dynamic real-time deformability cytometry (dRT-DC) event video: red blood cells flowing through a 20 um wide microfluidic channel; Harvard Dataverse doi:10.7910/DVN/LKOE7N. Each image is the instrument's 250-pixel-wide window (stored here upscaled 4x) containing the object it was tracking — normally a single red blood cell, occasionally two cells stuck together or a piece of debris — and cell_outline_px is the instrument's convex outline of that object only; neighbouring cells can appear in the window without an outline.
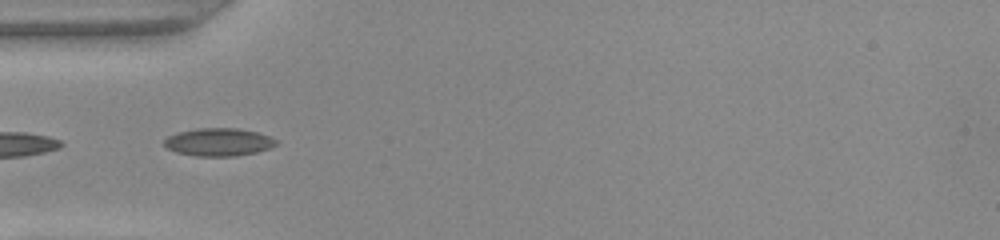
{"species": "common noctule bat (a hibernating species)", "species_latin": "Nyctalus noctula", "temperature_condition": "warm", "stored_images_in_passage": 36, "camera_frame_rate_fps": 3000, "um_per_image_px": 0.085, "animal": {"sex": "female", "body_mass_g": 22.0, "forearm_length_mm": 56.7}, "frame": {"image": 1, "passage_image": 1, "time_ms": 0.0, "image_size_px": [1000, 240], "cell_outline_px": [[280, 140], [276, 144], [268, 148], [256, 152], [236, 156], [196, 156], [176, 152], [168, 148], [164, 144], [164, 140], [168, 136], [180, 132], [196, 128], [236, 128], [256, 132]], "centroid_in_image_um": [18.59, 12.07], "position_along_channel_um": 66.4, "area_um2": 18.03}}
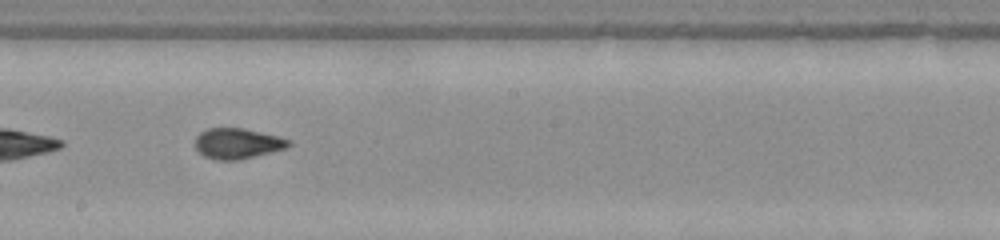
{"frame": {"image": 2, "passage_image": 13, "time_ms": 4.0, "image_size_px": [1000, 240], "cell_outline_px": [[292, 144], [288, 148], [240, 160], [216, 160], [204, 156], [196, 148], [196, 136], [200, 132], [208, 128], [244, 128], [292, 140]], "centroid_in_image_um": [20.21, 12.2], "position_along_channel_um": 228.0, "area_um2": 16.7}}
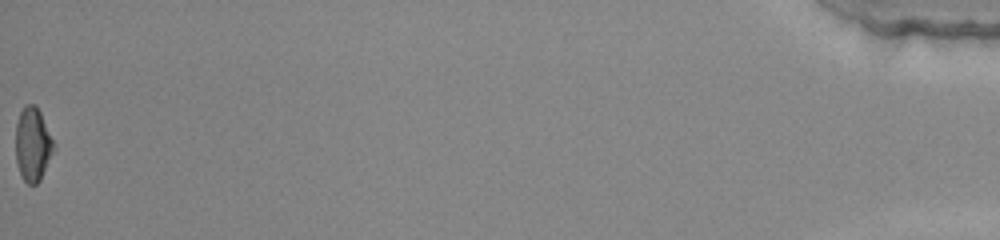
{"frame": {"image": 3, "passage_image": 36, "time_ms": 11.667, "image_size_px": [1000, 240], "cell_outline_px": [[56, 148], [40, 180], [36, 184], [28, 184], [24, 180], [16, 164], [16, 124], [20, 112], [24, 104], [32, 104], [40, 112]], "centroid_in_image_um": [2.78, 12.29], "position_along_channel_um": 432.4, "area_um2": 16.24}, "authors_computed_cell_mechanics": {"area_um2": 16.5308, "velocity_mm_per_s": 4.0401, "shape_relaxation_time_tau1_ms": 7.0141, "shape_relaxation_time_tau2_ms": 1.0715, "deformation_change_tau1": 0.2135, "deformation_change_tau2": 0.0558}}